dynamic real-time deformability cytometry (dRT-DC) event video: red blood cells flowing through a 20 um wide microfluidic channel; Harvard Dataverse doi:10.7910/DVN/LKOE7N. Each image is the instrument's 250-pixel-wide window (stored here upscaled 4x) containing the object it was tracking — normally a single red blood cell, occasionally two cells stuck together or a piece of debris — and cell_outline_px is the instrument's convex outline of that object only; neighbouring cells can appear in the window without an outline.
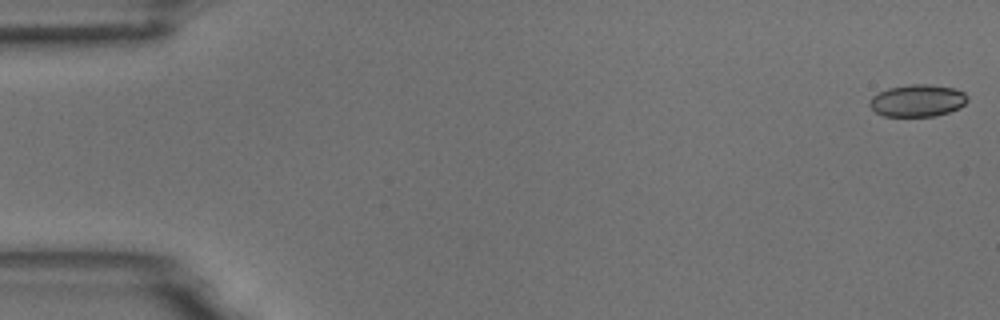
{"species": "common noctule bat (a hibernating species)", "species_latin": "Nyctalus noctula", "temperature_condition": "room temperature", "stored_images_in_passage": 5, "camera_frame_rate_fps": 3000, "um_per_image_px": 0.085, "animal": {"sex": "male", "body_mass_g": 18.8}, "frame": {"image": 1, "passage_image": 1, "time_ms": 0.0, "image_size_px": [1000, 320], "cell_outline_px": [[968, 100], [960, 108], [936, 116], [884, 116], [876, 112], [868, 104], [872, 96], [888, 88], [908, 84], [928, 84], [952, 88], [964, 92], [968, 96]], "centroid_in_image_um": [77.99, 8.55], "position_along_channel_um": 7.0, "area_um2": 18.32}}
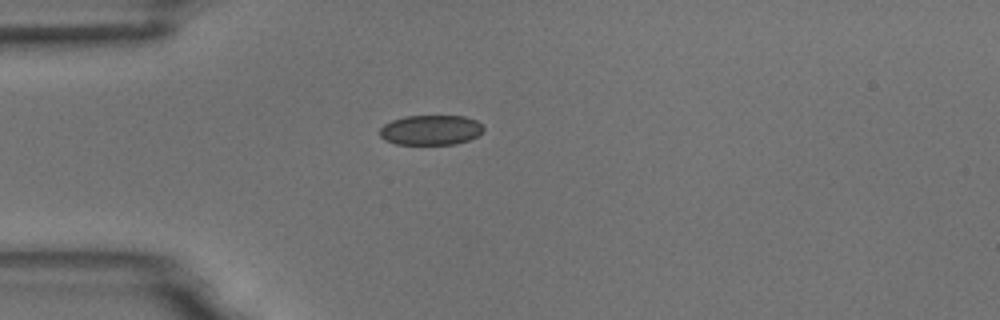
{"frame": {"image": 2, "passage_image": 5, "time_ms": 1.333, "image_size_px": [1000, 320], "cell_outline_px": [[484, 128], [476, 136], [468, 140], [456, 144], [396, 144], [384, 140], [380, 136], [380, 128], [384, 124], [392, 120], [404, 116], [464, 116], [476, 120]], "centroid_in_image_um": [36.58, 11.05], "position_along_channel_um": 48.4, "area_um2": 18.03}}